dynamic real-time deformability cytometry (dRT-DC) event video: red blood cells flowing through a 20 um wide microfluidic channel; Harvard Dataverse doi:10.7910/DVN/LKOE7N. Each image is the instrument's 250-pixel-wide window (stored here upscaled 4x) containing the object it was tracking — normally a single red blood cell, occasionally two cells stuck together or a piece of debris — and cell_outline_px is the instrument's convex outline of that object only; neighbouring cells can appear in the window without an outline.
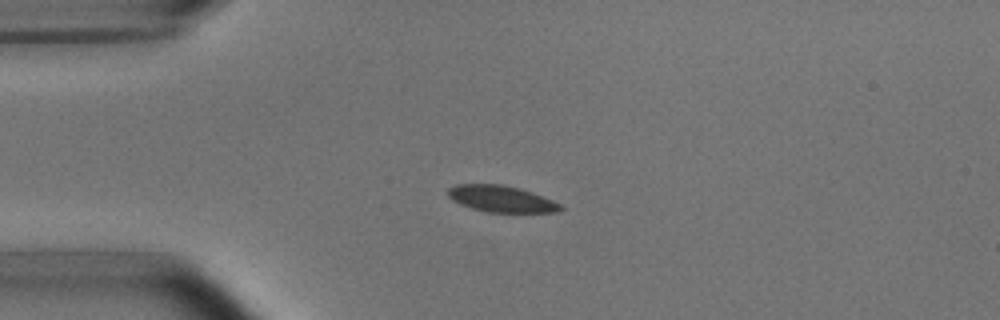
{"species": "common noctule bat (a hibernating species)", "species_latin": "Nyctalus noctula", "temperature_condition": "room temperature", "stored_images_in_passage": 9, "camera_frame_rate_fps": 3000, "um_per_image_px": 0.085, "animal": {"sex": "male", "body_mass_g": 15.6}, "frame": {"image": 1, "passage_image": 3, "time_ms": 2.333, "image_size_px": [1000, 320], "cell_outline_px": [[564, 208], [560, 212], [488, 212], [472, 208], [460, 204], [452, 200], [448, 196], [448, 188], [456, 184], [504, 184], [520, 188], [532, 192], [552, 200], [560, 204]], "centroid_in_image_um": [42.61, 16.89], "position_along_channel_um": 42.4, "area_um2": 17.4}}
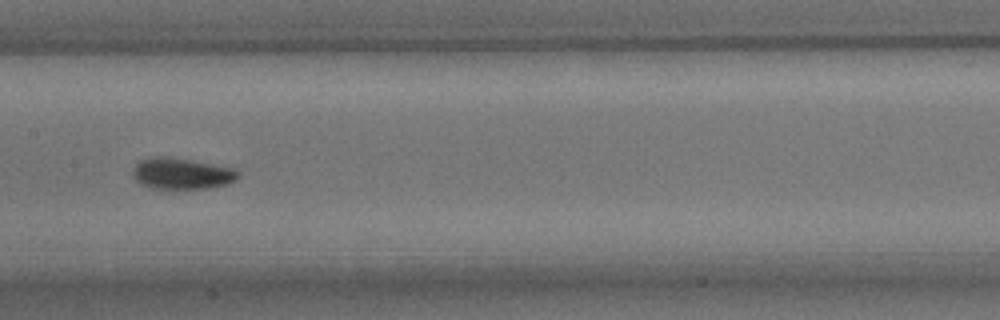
{"frame": {"image": 2, "passage_image": 7, "time_ms": 7.0, "image_size_px": [1000, 320], "cell_outline_px": [[240, 176], [236, 180], [228, 184], [208, 188], [152, 188], [140, 184], [132, 176], [132, 168], [140, 160], [148, 156], [164, 156], [192, 160], [232, 168], [240, 172]], "centroid_in_image_um": [15.42, 14.74], "position_along_channel_um": 192.0, "area_um2": 19.31}}
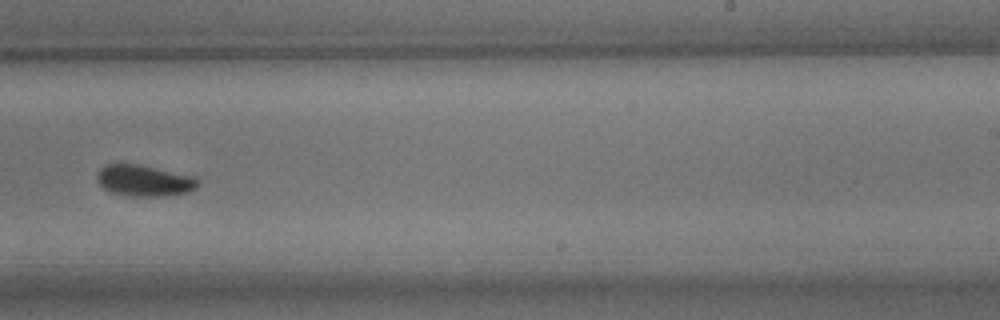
{"frame": {"image": 3, "passage_image": 9, "time_ms": 9.333, "image_size_px": [1000, 320], "cell_outline_px": [[200, 184], [196, 188], [188, 192], [164, 196], [128, 196], [112, 192], [104, 188], [96, 180], [96, 176], [100, 168], [104, 164], [136, 164], [196, 176], [200, 180]], "centroid_in_image_um": [12.28, 15.35], "position_along_channel_um": 276.7, "area_um2": 18.5}}